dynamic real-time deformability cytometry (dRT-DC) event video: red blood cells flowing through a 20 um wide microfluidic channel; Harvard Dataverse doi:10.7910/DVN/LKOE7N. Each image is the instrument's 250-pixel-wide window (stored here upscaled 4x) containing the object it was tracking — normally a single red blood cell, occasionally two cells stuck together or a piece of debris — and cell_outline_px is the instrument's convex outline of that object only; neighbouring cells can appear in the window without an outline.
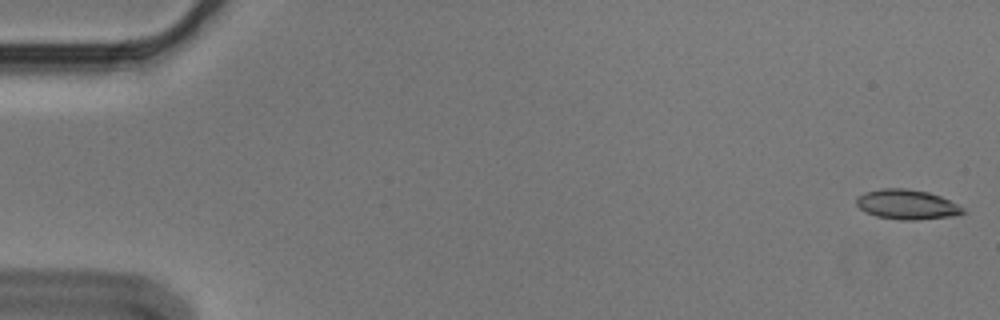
{"species": "Egyptian fruit bat (a non-hibernating species)", "species_latin": "Rousettus aegyptiacus", "temperature_condition": "cold", "stored_images_in_passage": 6, "camera_frame_rate_fps": 3000, "um_per_image_px": 0.085, "animal": {"sex": "male"}, "frame": {"image": 1, "passage_image": 1, "time_ms": 0.0, "image_size_px": [1000, 320], "cell_outline_px": [[968, 212], [952, 216], [916, 220], [900, 220], [876, 216], [860, 208], [856, 204], [856, 196], [864, 192], [880, 188], [904, 188], [928, 192], [940, 196], [964, 208]], "centroid_in_image_um": [77.07, 17.37], "position_along_channel_um": 7.9, "area_um2": 18.5}}
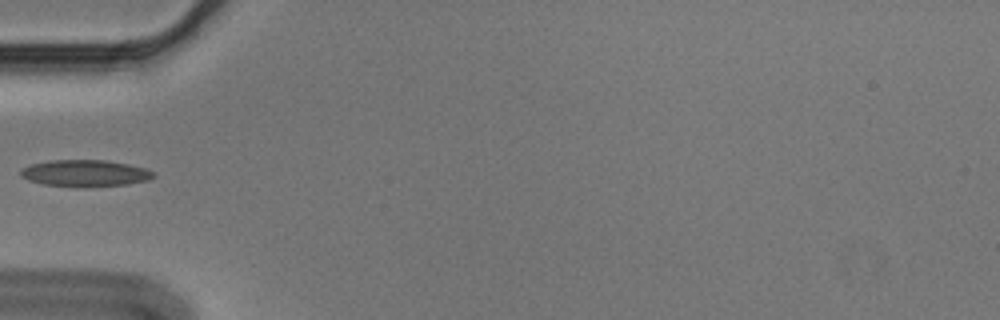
{"frame": {"image": 2, "passage_image": 6, "time_ms": 1.667, "image_size_px": [1000, 320], "cell_outline_px": [[156, 176], [148, 180], [128, 184], [84, 188], [76, 188], [44, 184], [28, 180], [20, 176], [20, 172], [24, 168], [32, 164], [52, 160], [104, 160], [128, 164], [148, 168]], "centroid_in_image_um": [7.26, 14.74], "position_along_channel_um": 77.7, "area_um2": 20.87}}